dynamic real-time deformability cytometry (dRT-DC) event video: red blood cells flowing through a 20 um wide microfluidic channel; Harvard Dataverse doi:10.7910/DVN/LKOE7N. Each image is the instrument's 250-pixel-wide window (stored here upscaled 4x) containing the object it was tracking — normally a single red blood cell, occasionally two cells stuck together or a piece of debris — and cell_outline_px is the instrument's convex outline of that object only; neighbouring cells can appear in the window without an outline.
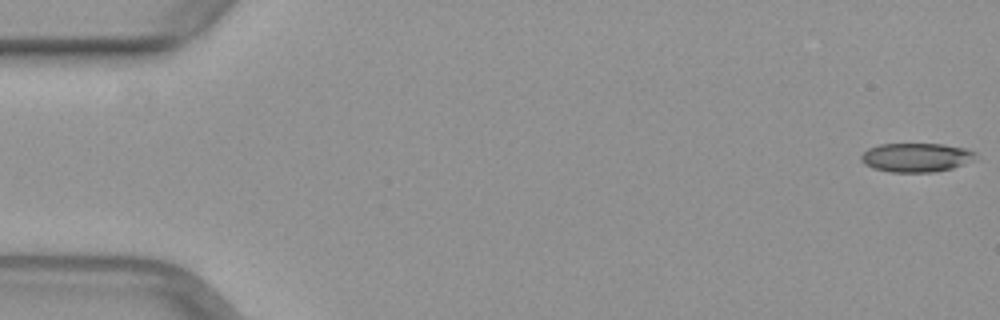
{"species": "common noctule bat (a hibernating species)", "species_latin": "Nyctalus noctula", "temperature_condition": "warm", "stored_images_in_passage": 48, "camera_frame_rate_fps": 3000, "um_per_image_px": 0.085, "animal": {"sex": "female", "body_mass_g": 29.2, "forearm_length_mm": 56.3}, "frame": {"image": 1, "passage_image": 1, "time_ms": 0.0, "image_size_px": [1000, 320], "cell_outline_px": [[976, 156], [972, 160], [952, 168], [936, 172], [892, 172], [872, 168], [864, 164], [860, 160], [860, 156], [868, 148], [880, 144], [944, 144], [964, 148], [976, 152]], "centroid_in_image_um": [77.84, 13.38], "position_along_channel_um": 7.2, "area_um2": 19.31}}
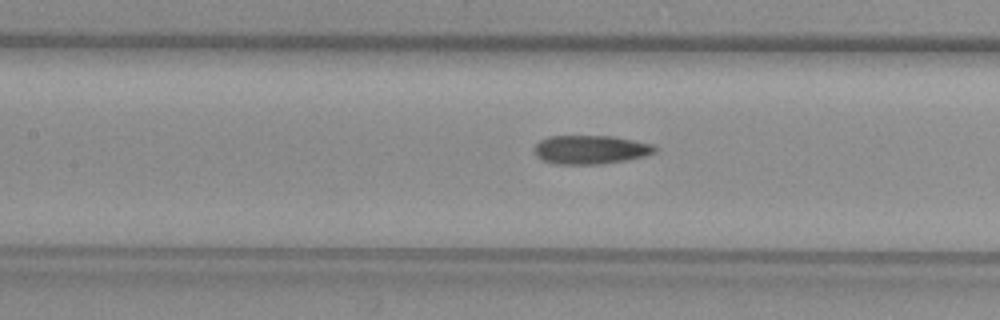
{"frame": {"image": 2, "passage_image": 23, "time_ms": 7.333, "image_size_px": [1000, 320], "cell_outline_px": [[656, 152], [644, 156], [628, 160], [600, 164], [552, 164], [540, 160], [536, 156], [532, 148], [540, 140], [548, 136], [612, 136], [652, 144], [656, 148]], "centroid_in_image_um": [50.13, 12.73], "position_along_channel_um": 157.3, "area_um2": 20.4}}
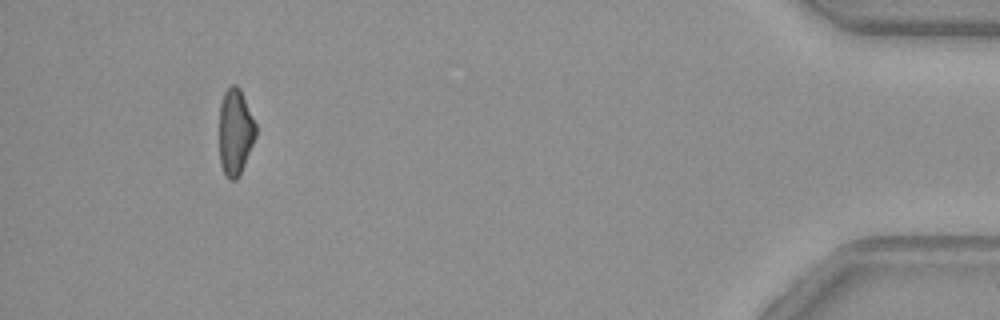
{"frame": {"image": 3, "passage_image": 47, "time_ms": 15.333, "image_size_px": [1000, 320], "cell_outline_px": [[256, 136], [240, 176], [236, 180], [228, 180], [224, 176], [220, 164], [220, 104], [224, 92], [232, 84], [236, 84], [240, 88], [256, 124]], "centroid_in_image_um": [20.0, 11.25], "position_along_channel_um": 415.2, "area_um2": 18.55}}